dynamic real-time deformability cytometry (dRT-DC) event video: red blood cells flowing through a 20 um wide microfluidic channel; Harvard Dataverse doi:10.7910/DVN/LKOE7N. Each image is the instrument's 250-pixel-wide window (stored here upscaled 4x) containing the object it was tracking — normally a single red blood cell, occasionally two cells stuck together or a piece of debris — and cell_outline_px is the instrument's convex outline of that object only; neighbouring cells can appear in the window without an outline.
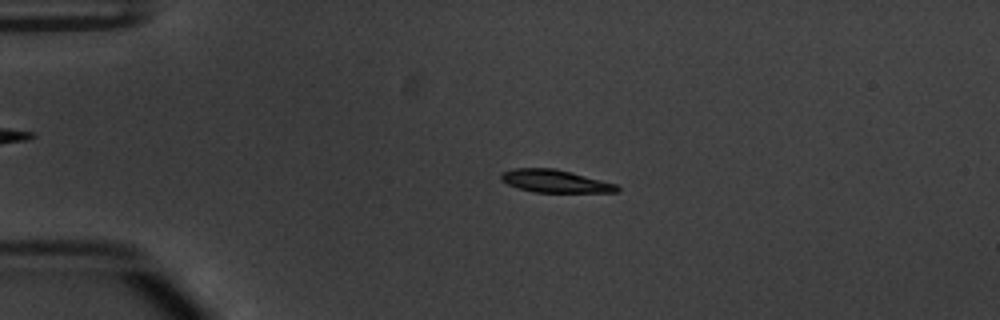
{"species": "common noctule bat (a hibernating species)", "species_latin": "Nyctalus noctula", "temperature_condition": "warm", "stored_images_in_passage": 53, "camera_frame_rate_fps": 3000, "um_per_image_px": 0.085, "animal": {"sex": "male", "body_mass_g": 20.1, "forearm_length_mm": 53.5}, "frame": {"image": 1, "passage_image": 12, "time_ms": 3.667, "image_size_px": [1000, 320], "cell_outline_px": [[620, 192], [532, 192], [508, 184], [500, 180], [500, 172], [512, 168], [552, 168], [572, 172], [616, 184], [620, 188]], "centroid_in_image_um": [47.15, 15.39], "position_along_channel_um": 37.8, "area_um2": 15.37}}
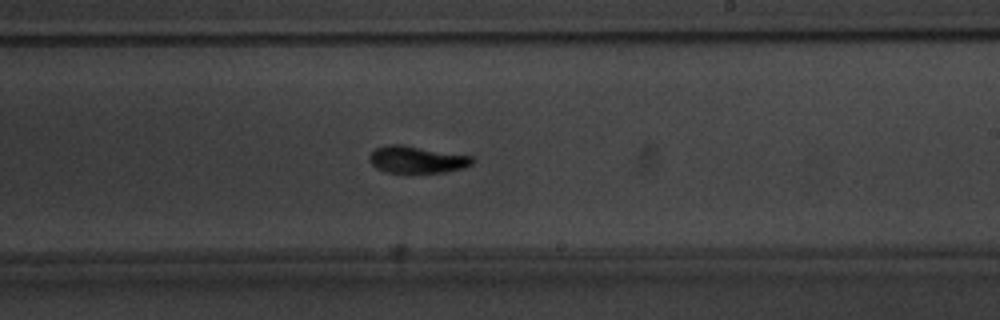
{"frame": {"image": 2, "passage_image": 32, "time_ms": 10.333, "image_size_px": [1000, 320], "cell_outline_px": [[476, 160], [472, 164], [464, 168], [444, 172], [384, 172], [376, 168], [368, 160], [368, 156], [376, 148], [388, 144], [404, 144], [476, 156]], "centroid_in_image_um": [35.48, 13.54], "position_along_channel_um": 253.5, "area_um2": 16.59}}
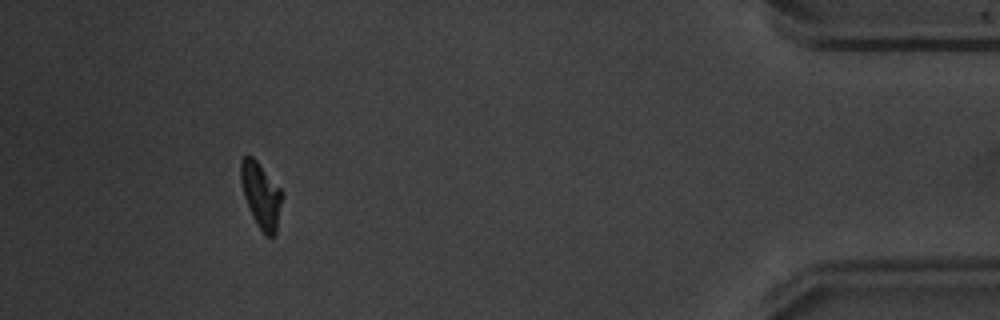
{"frame": {"image": 3, "passage_image": 49, "time_ms": 16.0, "image_size_px": [1000, 320], "cell_outline_px": [[284, 196], [276, 236], [264, 236], [256, 224], [252, 216], [244, 196], [240, 180], [240, 160], [244, 156], [252, 156], [256, 160], [284, 192]], "centroid_in_image_um": [22.22, 16.63], "position_along_channel_um": 413.0, "area_um2": 16.18}, "authors_computed_cell_mechanics": {"area_um2": 15.7794, "velocity_mm_per_s": 3.8113, "shape_relaxation_time_tau1_ms": 2.0482, "shape_relaxation_time_tau2_ms": 1.8799, "deformation_change_tau1": 0.1579, "deformation_change_tau2": 0.0831}}